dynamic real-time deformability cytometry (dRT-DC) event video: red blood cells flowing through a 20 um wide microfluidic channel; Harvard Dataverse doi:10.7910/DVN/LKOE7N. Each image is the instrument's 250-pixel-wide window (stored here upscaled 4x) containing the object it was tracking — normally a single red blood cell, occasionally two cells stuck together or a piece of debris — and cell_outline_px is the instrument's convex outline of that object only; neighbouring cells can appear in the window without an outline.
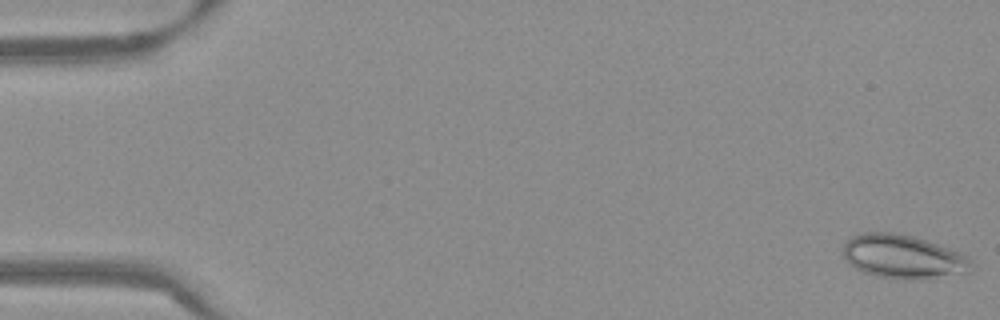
{"species": "Egyptian fruit bat (a non-hibernating species)", "species_latin": "Rousettus aegyptiacus", "temperature_condition": "warm", "stored_images_in_passage": 53, "camera_frame_rate_fps": 3000, "um_per_image_px": 0.085, "frame": {"image": 1, "passage_image": 1, "time_ms": 0.0, "image_size_px": [1000, 320], "cell_outline_px": [[972, 264], [968, 272], [928, 276], [876, 276], [864, 272], [856, 268], [844, 256], [844, 244], [852, 236], [864, 232], [896, 232], [912, 236], [960, 252], [972, 260]], "centroid_in_image_um": [76.72, 21.74], "position_along_channel_um": 8.3, "area_um2": 31.04}}
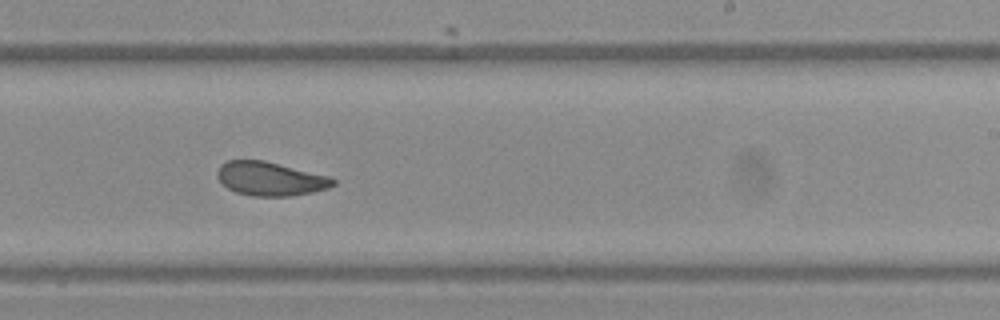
{"frame": {"image": 2, "passage_image": 33, "time_ms": 10.667, "image_size_px": [1000, 320], "cell_outline_px": [[336, 184], [328, 188], [312, 192], [288, 196], [252, 196], [236, 192], [228, 188], [216, 176], [216, 172], [220, 164], [228, 160], [264, 160], [328, 176], [336, 180]], "centroid_in_image_um": [22.95, 15.19], "position_along_channel_um": 266.0, "area_um2": 22.72}}
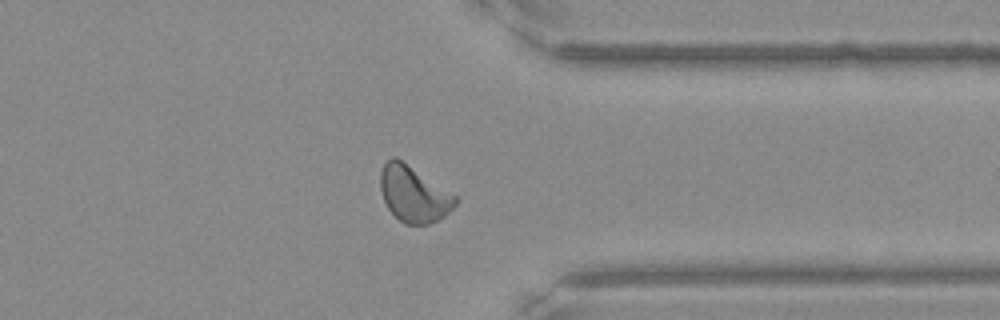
{"frame": {"image": 3, "passage_image": 42, "time_ms": 13.667, "image_size_px": [1000, 320], "cell_outline_px": [[460, 200], [444, 216], [428, 224], [404, 224], [388, 208], [384, 200], [380, 188], [380, 172], [384, 164], [392, 156], [396, 156], [456, 196]], "centroid_in_image_um": [35.15, 16.48], "position_along_channel_um": 376.3, "area_um2": 24.16}, "authors_computed_cell_mechanics": {"area_um2": 24.3916, "velocity_mm_per_s": 3.8143, "shape_relaxation_time_tau1_ms": 9.3469, "shape_relaxation_time_tau2_ms": 1.5439, "deformation_change_tau1": 0.1526, "deformation_change_tau2": 0.073}}